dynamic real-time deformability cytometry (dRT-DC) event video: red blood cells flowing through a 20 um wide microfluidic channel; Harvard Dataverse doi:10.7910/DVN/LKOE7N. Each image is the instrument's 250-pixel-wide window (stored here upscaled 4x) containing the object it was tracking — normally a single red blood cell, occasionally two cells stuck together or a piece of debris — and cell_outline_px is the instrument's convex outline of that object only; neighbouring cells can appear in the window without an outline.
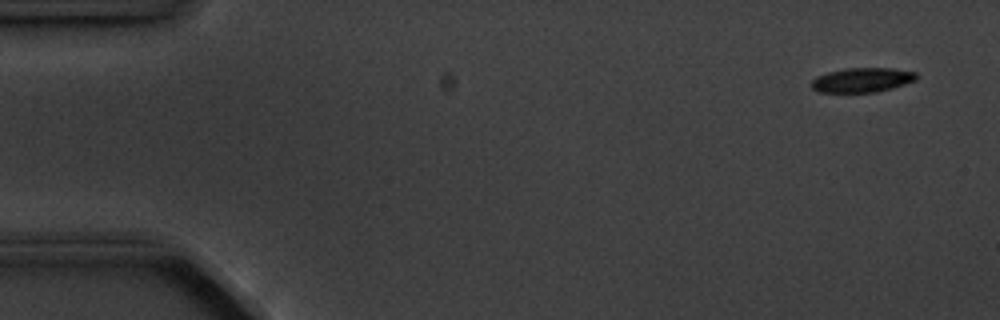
{"species": "common noctule bat (a hibernating species)", "species_latin": "Nyctalus noctula", "temperature_condition": "cold", "stored_images_in_passage": 8, "camera_frame_rate_fps": 3000, "um_per_image_px": 0.085, "animal": {"sex": "male", "body_mass_g": 20.1, "forearm_length_mm": 53.5}, "frame": {"image": 1, "passage_image": 1, "time_ms": 0.0, "image_size_px": [1000, 320], "cell_outline_px": [[920, 76], [916, 80], [892, 88], [876, 92], [820, 92], [812, 88], [812, 80], [816, 76], [828, 72], [848, 68], [892, 68], [916, 72]], "centroid_in_image_um": [73.32, 6.79], "position_along_channel_um": 11.7, "area_um2": 14.97}}
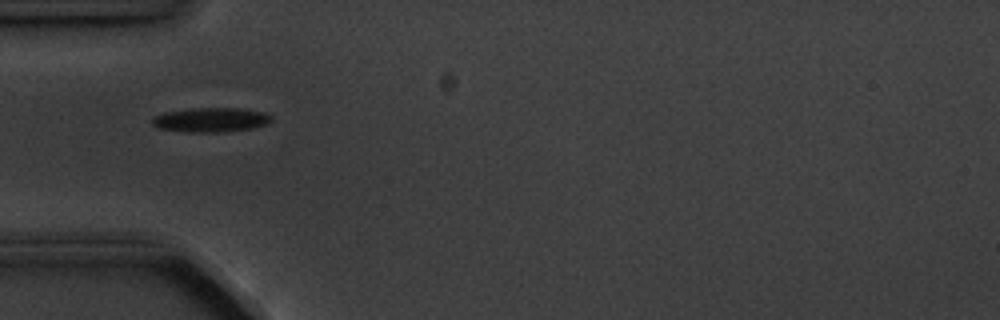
{"frame": {"image": 2, "passage_image": 5, "time_ms": 4.667, "image_size_px": [1000, 320], "cell_outline_px": [[272, 120], [268, 124], [252, 128], [220, 132], [188, 132], [160, 128], [152, 124], [152, 116], [164, 112], [192, 108], [240, 108], [264, 112], [272, 116]], "centroid_in_image_um": [17.93, 10.18], "position_along_channel_um": 67.1, "area_um2": 16.99}}
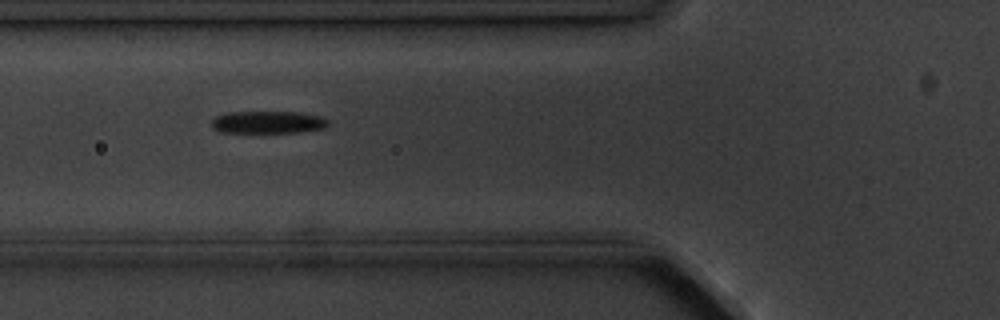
{"frame": {"image": 3, "passage_image": 6, "time_ms": 5.667, "image_size_px": [1000, 320], "cell_outline_px": [[328, 124], [324, 128], [300, 132], [220, 132], [212, 128], [212, 120], [216, 116], [228, 112], [296, 112], [320, 116], [328, 120]], "centroid_in_image_um": [22.76, 10.39], "position_along_channel_um": 103.0, "area_um2": 15.09}}